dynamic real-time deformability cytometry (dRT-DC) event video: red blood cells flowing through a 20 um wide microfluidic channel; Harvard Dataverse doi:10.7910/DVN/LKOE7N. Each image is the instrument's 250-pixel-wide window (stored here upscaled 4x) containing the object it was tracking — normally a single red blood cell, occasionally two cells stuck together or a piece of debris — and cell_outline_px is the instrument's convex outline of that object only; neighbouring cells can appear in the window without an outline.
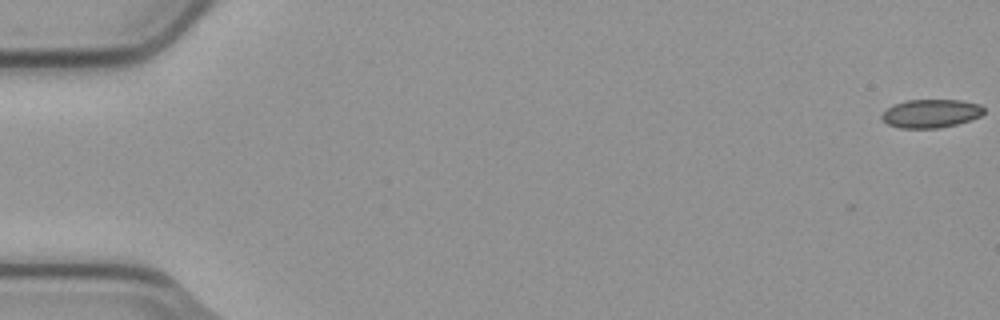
{"species": "common noctule bat (a hibernating species)", "species_latin": "Nyctalus noctula", "temperature_condition": "cold", "stored_images_in_passage": 7, "camera_frame_rate_fps": 3000, "um_per_image_px": 0.085, "animal": {"sex": "male", "body_mass_g": 23.1, "forearm_length_mm": 52.7}, "frame": {"image": 1, "passage_image": 1, "time_ms": 0.0, "image_size_px": [1000, 320], "cell_outline_px": [[984, 112], [980, 116], [956, 124], [940, 128], [900, 128], [888, 124], [880, 116], [888, 108], [896, 104], [908, 100], [960, 100], [980, 104], [984, 108]], "centroid_in_image_um": [79.14, 9.64], "position_along_channel_um": 5.9, "area_um2": 16.7}}